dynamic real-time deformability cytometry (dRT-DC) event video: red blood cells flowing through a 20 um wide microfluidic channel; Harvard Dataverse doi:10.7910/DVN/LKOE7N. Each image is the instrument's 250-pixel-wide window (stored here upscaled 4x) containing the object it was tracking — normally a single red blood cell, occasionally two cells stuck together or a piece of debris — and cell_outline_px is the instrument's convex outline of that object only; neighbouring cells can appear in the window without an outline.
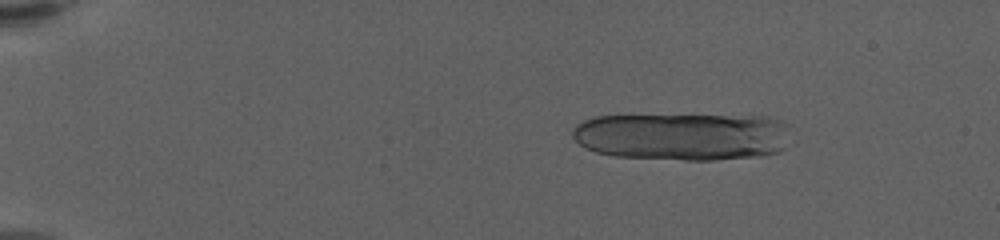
{"species": "human", "species_latin": "Homo sapiens", "temperature_condition": "warm", "stored_images_in_passage": 14, "camera_frame_rate_fps": 3000, "um_per_image_px": 0.085, "donor": {"sex": "female"}, "frame": {"image": 1, "passage_image": 2, "time_ms": 0.333, "image_size_px": [1000, 240], "cell_outline_px": [[788, 148], [780, 152], [764, 156], [716, 160], [684, 160], [616, 156], [596, 152], [580, 144], [572, 136], [572, 128], [576, 124], [584, 120], [596, 116], [772, 116], [784, 120], [788, 124]], "centroid_in_image_um": [58.12, 11.61], "position_along_channel_um": 26.9, "area_um2": 61.15}}